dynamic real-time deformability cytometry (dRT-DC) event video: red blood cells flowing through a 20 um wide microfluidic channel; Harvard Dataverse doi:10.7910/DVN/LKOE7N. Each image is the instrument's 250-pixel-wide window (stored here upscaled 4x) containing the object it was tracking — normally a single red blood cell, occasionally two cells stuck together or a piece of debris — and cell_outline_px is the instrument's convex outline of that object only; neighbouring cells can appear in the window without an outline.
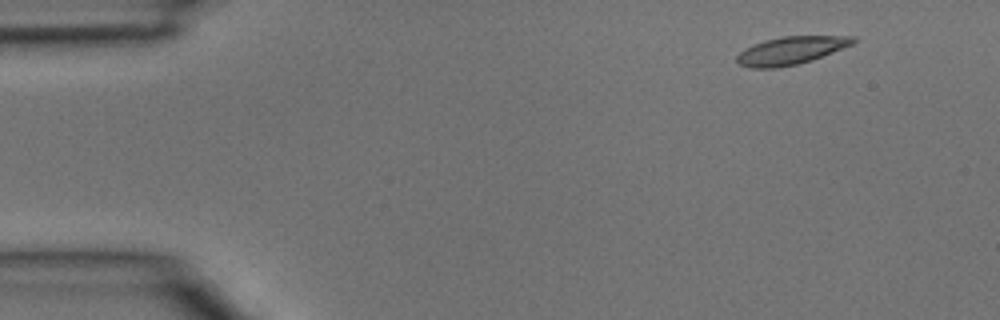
{"species": "common noctule bat (a hibernating species)", "species_latin": "Nyctalus noctula", "temperature_condition": "room temperature", "stored_images_in_passage": 4, "camera_frame_rate_fps": 3000, "um_per_image_px": 0.085, "animal": {"sex": "male", "body_mass_g": 15.6}, "frame": {"image": 1, "passage_image": 2, "time_ms": 0.333, "image_size_px": [1000, 320], "cell_outline_px": [[856, 40], [852, 44], [812, 60], [796, 64], [776, 68], [752, 68], [740, 64], [736, 60], [736, 56], [744, 48], [764, 40], [784, 36], [856, 36]], "centroid_in_image_um": [67.2, 4.29], "position_along_channel_um": 17.8, "area_um2": 18.67}}
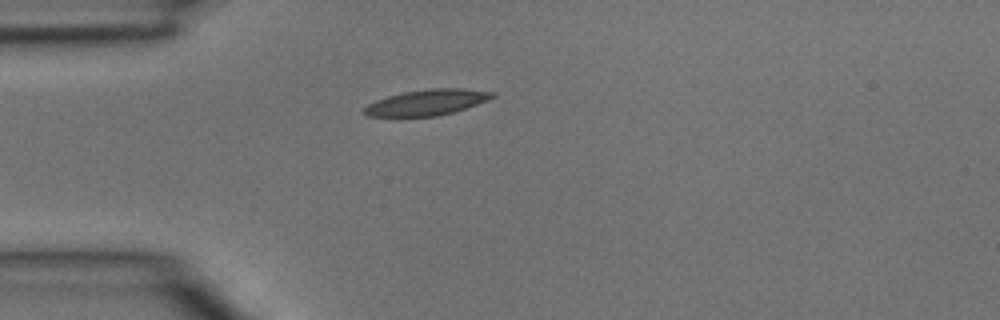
{"frame": {"image": 2, "passage_image": 4, "time_ms": 1.0, "image_size_px": [1000, 320], "cell_outline_px": [[496, 96], [488, 100], [452, 112], [436, 116], [400, 120], [368, 116], [360, 112], [368, 104], [376, 100], [388, 96], [404, 92], [432, 88], [464, 88], [496, 92]], "centroid_in_image_um": [36.19, 8.75], "position_along_channel_um": 48.8, "area_um2": 20.11}}